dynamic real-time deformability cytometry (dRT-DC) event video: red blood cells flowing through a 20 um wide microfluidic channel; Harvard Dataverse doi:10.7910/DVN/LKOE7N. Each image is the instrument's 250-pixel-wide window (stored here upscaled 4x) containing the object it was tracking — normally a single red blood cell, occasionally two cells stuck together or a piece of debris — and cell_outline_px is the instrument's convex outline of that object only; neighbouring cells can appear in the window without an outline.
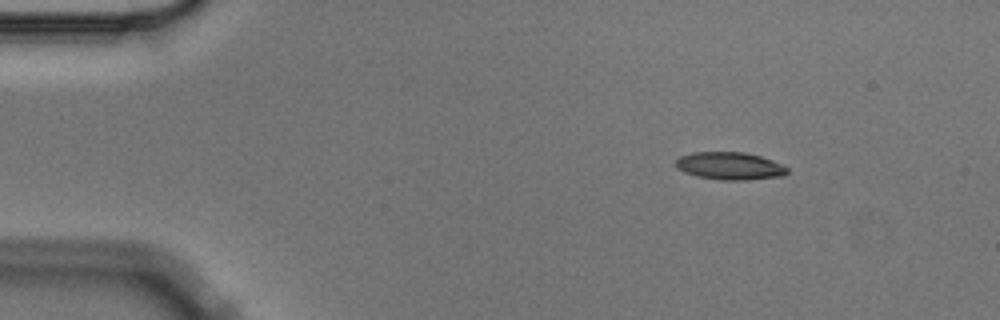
{"species": "Egyptian fruit bat (a non-hibernating species)", "species_latin": "Rousettus aegyptiacus", "temperature_condition": "cold", "stored_images_in_passage": 5, "camera_frame_rate_fps": 3000, "um_per_image_px": 0.085, "animal": {"sex": "male"}, "frame": {"image": 1, "passage_image": 1, "time_ms": 0.0, "image_size_px": [1000, 320], "cell_outline_px": [[788, 172], [784, 176], [748, 180], [720, 180], [696, 176], [684, 172], [676, 168], [676, 160], [680, 156], [692, 152], [744, 152], [760, 156], [784, 164], [788, 168]], "centroid_in_image_um": [62.05, 14.11], "position_along_channel_um": 22.9, "area_um2": 18.15}}
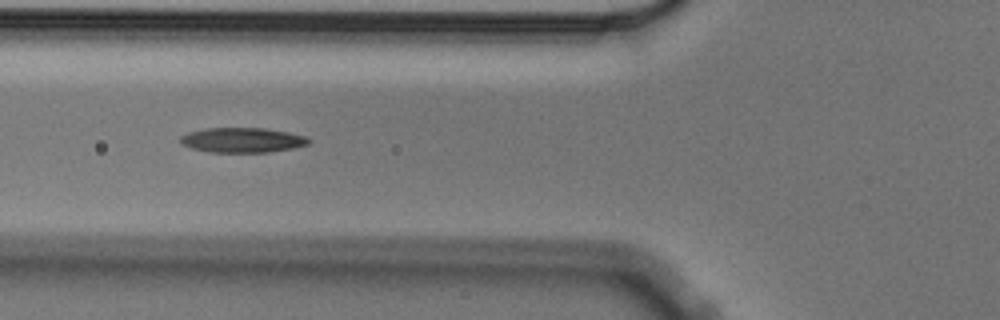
{"frame": {"image": 2, "passage_image": 4, "time_ms": 1.0, "image_size_px": [1000, 320], "cell_outline_px": [[312, 140], [308, 144], [292, 148], [268, 152], [208, 152], [192, 148], [180, 144], [180, 136], [188, 132], [204, 128], [264, 128], [288, 132], [308, 136]], "centroid_in_image_um": [20.59, 11.9], "position_along_channel_um": 105.2, "area_um2": 18.73}}
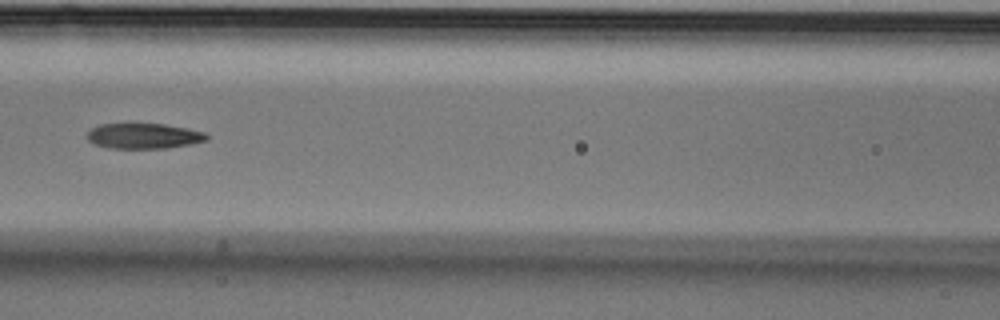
{"frame": {"image": 3, "passage_image": 5, "time_ms": 1.333, "image_size_px": [1000, 320], "cell_outline_px": [[208, 140], [192, 144], [164, 148], [108, 148], [96, 144], [88, 140], [88, 132], [92, 128], [100, 124], [164, 124], [204, 132], [208, 136]], "centroid_in_image_um": [12.23, 11.56], "position_along_channel_um": 154.4, "area_um2": 17.46}}